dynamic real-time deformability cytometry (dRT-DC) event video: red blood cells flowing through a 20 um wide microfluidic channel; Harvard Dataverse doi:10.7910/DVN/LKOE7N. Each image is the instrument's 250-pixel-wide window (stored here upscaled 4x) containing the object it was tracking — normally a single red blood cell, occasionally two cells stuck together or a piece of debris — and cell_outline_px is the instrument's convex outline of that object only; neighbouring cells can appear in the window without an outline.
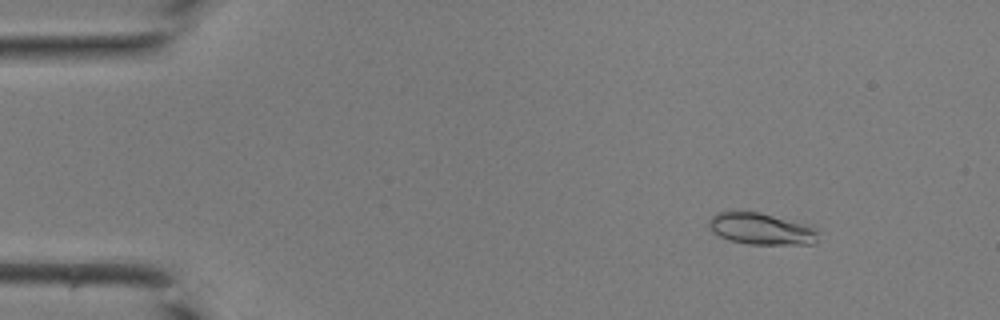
{"species": "common noctule bat (a hibernating species)", "species_latin": "Nyctalus noctula", "temperature_condition": "room temperature", "stored_images_in_passage": 42, "camera_frame_rate_fps": 3000, "um_per_image_px": 0.085, "animal": {"sex": "male", "body_mass_g": 19.0, "forearm_length_mm": 50.8}, "frame": {"image": 1, "passage_image": 5, "time_ms": 1.333, "image_size_px": [1000, 320], "cell_outline_px": [[816, 244], [748, 244], [728, 240], [712, 232], [708, 224], [708, 220], [716, 212], [760, 212], [812, 224], [816, 228]], "centroid_in_image_um": [64.73, 19.44], "position_along_channel_um": 20.3, "area_um2": 20.4}}
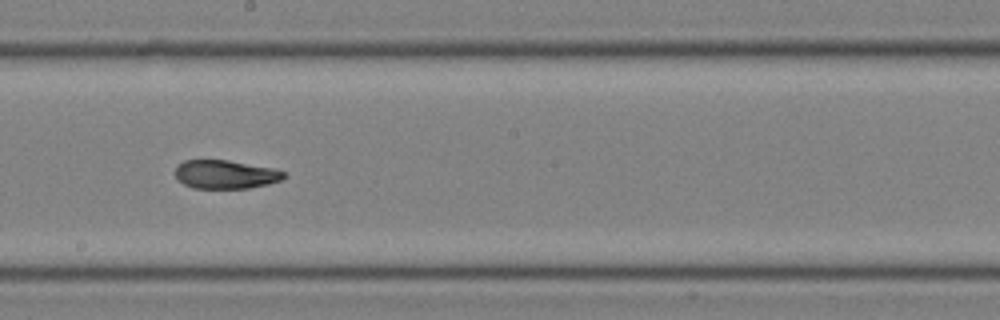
{"frame": {"image": 2, "passage_image": 24, "time_ms": 7.667, "image_size_px": [1000, 320], "cell_outline_px": [[288, 176], [280, 180], [268, 184], [248, 188], [192, 188], [184, 184], [176, 176], [176, 164], [184, 160], [228, 160], [276, 168], [284, 172]], "centroid_in_image_um": [19.19, 14.81], "position_along_channel_um": 229.0, "area_um2": 18.21}}
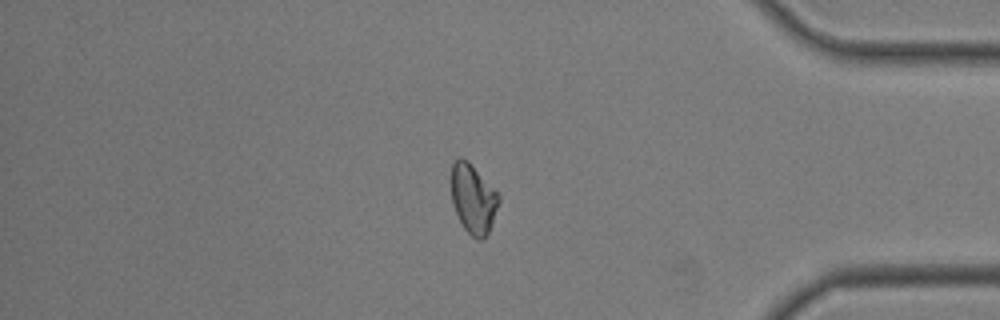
{"frame": {"image": 3, "passage_image": 36, "time_ms": 11.667, "image_size_px": [1000, 320], "cell_outline_px": [[500, 200], [492, 224], [488, 232], [480, 240], [476, 240], [464, 228], [452, 204], [452, 164], [460, 156], [468, 160], [500, 196]], "centroid_in_image_um": [40.22, 16.89], "position_along_channel_um": 395.0, "area_um2": 18.9}}